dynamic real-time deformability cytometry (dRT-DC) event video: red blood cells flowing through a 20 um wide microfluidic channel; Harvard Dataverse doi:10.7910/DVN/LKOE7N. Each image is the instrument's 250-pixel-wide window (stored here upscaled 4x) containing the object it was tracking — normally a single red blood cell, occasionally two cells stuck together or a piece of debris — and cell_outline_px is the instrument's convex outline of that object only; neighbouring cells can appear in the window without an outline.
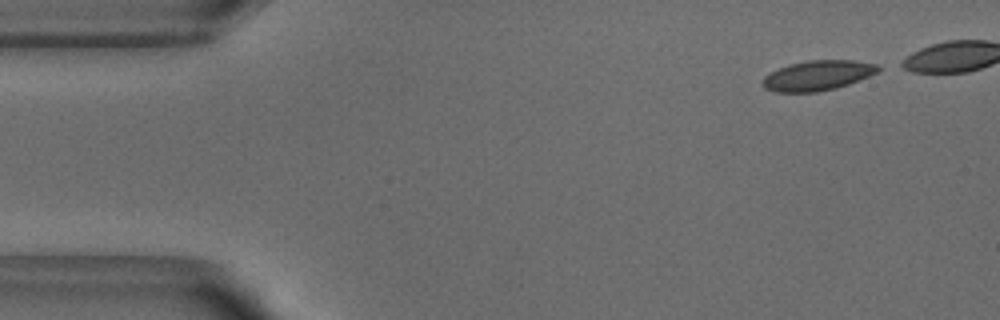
{"species": "common noctule bat (a hibernating species)", "species_latin": "Nyctalus noctula", "temperature_condition": "warm", "stored_images_in_passage": 8, "camera_frame_rate_fps": 3000, "um_per_image_px": 0.085, "animal": {"sex": "male", "body_mass_g": 18.8}, "frame": {"image": 1, "passage_image": 1, "time_ms": 0.0, "image_size_px": [1000, 320], "cell_outline_px": [[880, 72], [848, 84], [836, 88], [816, 92], [776, 92], [764, 88], [760, 84], [760, 80], [764, 76], [788, 64], [808, 60], [852, 60], [880, 64]], "centroid_in_image_um": [69.5, 6.41], "position_along_channel_um": 15.5, "area_um2": 20.4}}